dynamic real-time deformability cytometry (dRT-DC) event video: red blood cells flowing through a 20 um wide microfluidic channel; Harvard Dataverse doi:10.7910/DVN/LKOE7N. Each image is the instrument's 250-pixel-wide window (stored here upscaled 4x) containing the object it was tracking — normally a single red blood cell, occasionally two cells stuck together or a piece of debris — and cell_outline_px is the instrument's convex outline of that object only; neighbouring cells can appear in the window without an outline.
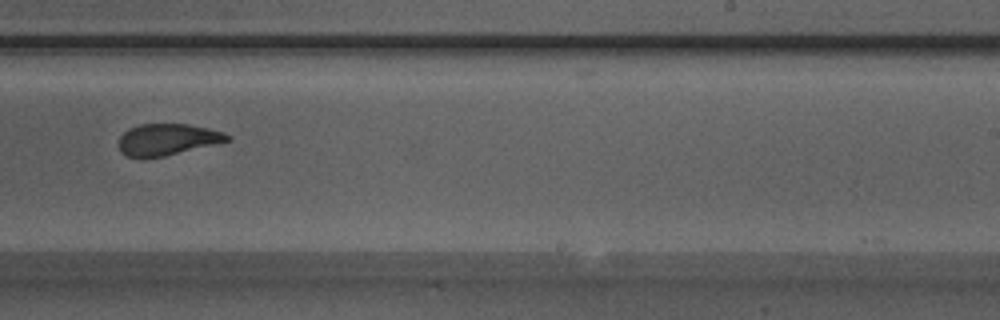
{"species": "Egyptian fruit bat (a non-hibernating species)", "species_latin": "Rousettus aegyptiacus", "temperature_condition": "warm", "stored_images_in_passage": 31, "camera_frame_rate_fps": 3000, "um_per_image_px": 0.085, "animal": {"sex": "male"}, "frame": {"image": 1, "passage_image": 18, "time_ms": 5.667, "image_size_px": [1000, 320], "cell_outline_px": [[232, 140], [216, 144], [164, 156], [128, 156], [120, 148], [120, 136], [128, 128], [140, 124], [188, 124], [208, 128], [224, 132], [232, 136]], "centroid_in_image_um": [14.31, 11.83], "position_along_channel_um": 274.7, "area_um2": 19.59}}
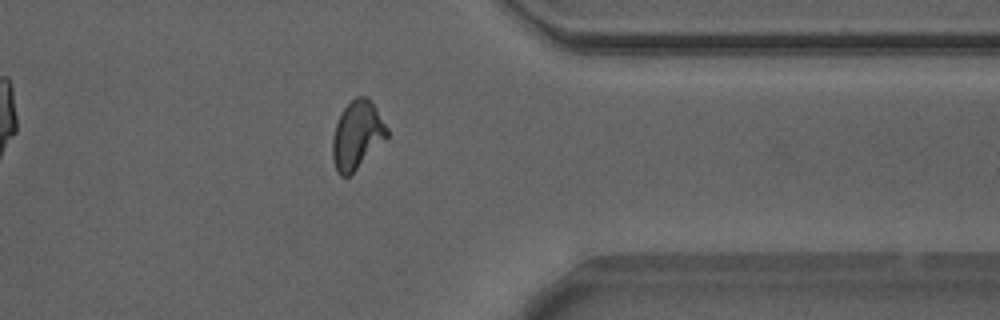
{"frame": {"image": 2, "passage_image": 27, "time_ms": 8.667, "image_size_px": [1000, 320], "cell_outline_px": [[388, 136], [348, 176], [340, 176], [336, 172], [332, 160], [332, 136], [340, 112], [356, 96], [368, 96], [376, 108], [388, 128]], "centroid_in_image_um": [30.32, 11.45], "position_along_channel_um": 381.1, "area_um2": 21.44}, "authors_computed_cell_mechanics": {"area_um2": 21.1548, "velocity_mm_per_s": 3.8737, "shape_relaxation_time_tau1_ms": 7.99, "shape_relaxation_time_tau2_ms": 1.6778, "deformation_change_tau1": 0.2197, "deformation_change_tau2": 0.0777}}